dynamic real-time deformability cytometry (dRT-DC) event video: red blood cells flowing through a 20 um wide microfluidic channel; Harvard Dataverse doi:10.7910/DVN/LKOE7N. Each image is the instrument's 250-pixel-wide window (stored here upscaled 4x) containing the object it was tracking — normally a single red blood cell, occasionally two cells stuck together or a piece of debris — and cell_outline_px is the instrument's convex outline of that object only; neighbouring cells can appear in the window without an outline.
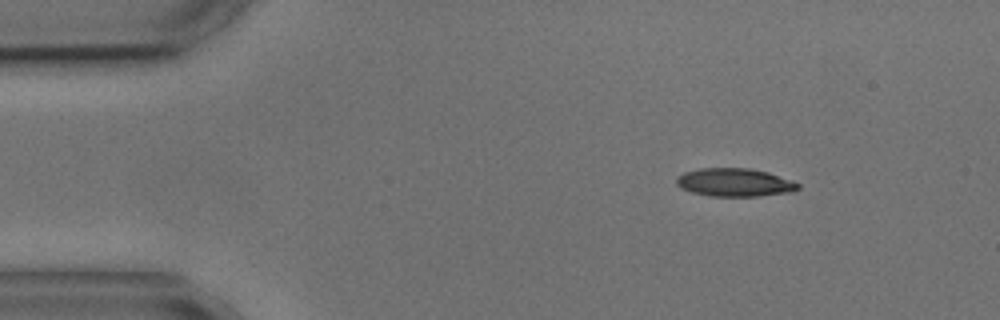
{"species": "common noctule bat (a hibernating species)", "species_latin": "Nyctalus noctula", "temperature_condition": "cold", "stored_images_in_passage": 3, "camera_frame_rate_fps": 3000, "um_per_image_px": 0.085, "animal": {"sex": "male", "body_mass_g": 17.9, "forearm_length_mm": 54.2}, "frame": {"image": 1, "passage_image": 1, "time_ms": 0.0, "image_size_px": [1000, 320], "cell_outline_px": [[800, 188], [792, 192], [760, 196], [712, 196], [692, 192], [680, 188], [676, 184], [676, 176], [684, 172], [700, 168], [748, 168], [768, 172], [800, 184]], "centroid_in_image_um": [62.42, 15.51], "position_along_channel_um": 22.6, "area_um2": 20.0}}
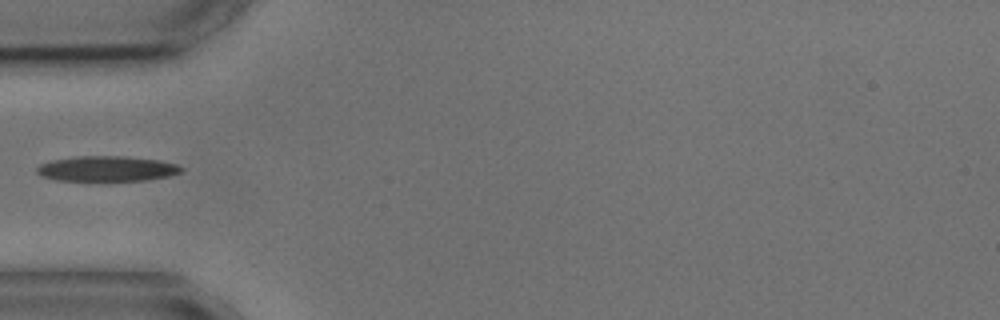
{"frame": {"image": 2, "passage_image": 3, "time_ms": 3.333, "image_size_px": [1000, 320], "cell_outline_px": [[184, 168], [180, 172], [168, 176], [148, 180], [112, 184], [56, 180], [40, 176], [36, 172], [36, 168], [40, 164], [52, 160], [76, 156], [124, 156], [160, 160], [176, 164]], "centroid_in_image_um": [9.06, 14.39], "position_along_channel_um": 75.9, "area_um2": 22.54}}